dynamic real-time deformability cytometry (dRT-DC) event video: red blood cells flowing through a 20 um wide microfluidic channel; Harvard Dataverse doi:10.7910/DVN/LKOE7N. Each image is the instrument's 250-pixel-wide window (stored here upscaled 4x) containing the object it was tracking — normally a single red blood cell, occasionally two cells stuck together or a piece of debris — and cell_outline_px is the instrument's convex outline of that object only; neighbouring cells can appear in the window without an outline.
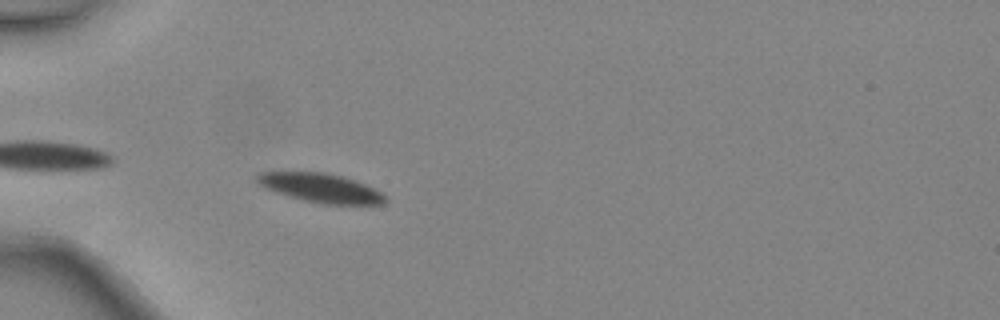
{"species": "common noctule bat (a hibernating species)", "species_latin": "Nyctalus noctula", "temperature_condition": "warm", "stored_images_in_passage": 4, "camera_frame_rate_fps": 3000, "um_per_image_px": 0.085, "animal": {"sex": "female", "body_mass_g": 24.6, "forearm_length_mm": 56.2}, "frame": {"image": 1, "passage_image": 4, "time_ms": 1.0, "image_size_px": [1000, 320], "cell_outline_px": [[388, 200], [384, 204], [320, 204], [304, 200], [276, 192], [264, 188], [252, 176], [260, 172], [324, 172], [344, 176], [356, 180], [380, 192]], "centroid_in_image_um": [27.23, 15.96], "position_along_channel_um": 57.8, "area_um2": 21.68}}